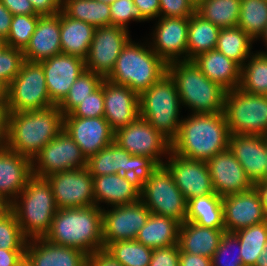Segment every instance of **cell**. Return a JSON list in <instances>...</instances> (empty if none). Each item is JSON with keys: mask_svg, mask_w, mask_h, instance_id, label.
I'll list each match as a JSON object with an SVG mask.
<instances>
[{"mask_svg": "<svg viewBox=\"0 0 267 266\" xmlns=\"http://www.w3.org/2000/svg\"><path fill=\"white\" fill-rule=\"evenodd\" d=\"M4 43L0 40V47L3 45Z\"/></svg>", "mask_w": 267, "mask_h": 266, "instance_id": "89a4df30", "label": "cell"}, {"mask_svg": "<svg viewBox=\"0 0 267 266\" xmlns=\"http://www.w3.org/2000/svg\"><path fill=\"white\" fill-rule=\"evenodd\" d=\"M9 128V111L5 106L0 107V149L7 148Z\"/></svg>", "mask_w": 267, "mask_h": 266, "instance_id": "91938a15", "label": "cell"}, {"mask_svg": "<svg viewBox=\"0 0 267 266\" xmlns=\"http://www.w3.org/2000/svg\"><path fill=\"white\" fill-rule=\"evenodd\" d=\"M103 96L104 118L114 132L139 116V95L129 87L104 79Z\"/></svg>", "mask_w": 267, "mask_h": 266, "instance_id": "603a6c76", "label": "cell"}, {"mask_svg": "<svg viewBox=\"0 0 267 266\" xmlns=\"http://www.w3.org/2000/svg\"><path fill=\"white\" fill-rule=\"evenodd\" d=\"M24 61L23 50L4 44L0 47V82L6 88L20 72Z\"/></svg>", "mask_w": 267, "mask_h": 266, "instance_id": "bcb514c9", "label": "cell"}, {"mask_svg": "<svg viewBox=\"0 0 267 266\" xmlns=\"http://www.w3.org/2000/svg\"><path fill=\"white\" fill-rule=\"evenodd\" d=\"M28 239L23 235L15 214L10 211L0 220V248L25 250Z\"/></svg>", "mask_w": 267, "mask_h": 266, "instance_id": "ee69618b", "label": "cell"}, {"mask_svg": "<svg viewBox=\"0 0 267 266\" xmlns=\"http://www.w3.org/2000/svg\"><path fill=\"white\" fill-rule=\"evenodd\" d=\"M35 12L41 16L55 15L61 12L62 0H29Z\"/></svg>", "mask_w": 267, "mask_h": 266, "instance_id": "816d5d0a", "label": "cell"}, {"mask_svg": "<svg viewBox=\"0 0 267 266\" xmlns=\"http://www.w3.org/2000/svg\"><path fill=\"white\" fill-rule=\"evenodd\" d=\"M13 14L2 4L0 0V40L4 42L10 32V24Z\"/></svg>", "mask_w": 267, "mask_h": 266, "instance_id": "680465c9", "label": "cell"}, {"mask_svg": "<svg viewBox=\"0 0 267 266\" xmlns=\"http://www.w3.org/2000/svg\"><path fill=\"white\" fill-rule=\"evenodd\" d=\"M86 165L87 159L81 148L63 129L32 159V174L46 178L54 173L86 168Z\"/></svg>", "mask_w": 267, "mask_h": 266, "instance_id": "7c38bea8", "label": "cell"}, {"mask_svg": "<svg viewBox=\"0 0 267 266\" xmlns=\"http://www.w3.org/2000/svg\"><path fill=\"white\" fill-rule=\"evenodd\" d=\"M95 27L66 16L60 12V41L62 54L86 59L93 39Z\"/></svg>", "mask_w": 267, "mask_h": 266, "instance_id": "4dcf8cb0", "label": "cell"}, {"mask_svg": "<svg viewBox=\"0 0 267 266\" xmlns=\"http://www.w3.org/2000/svg\"><path fill=\"white\" fill-rule=\"evenodd\" d=\"M45 179L52 188L58 209L95 205L93 176L87 168L54 173Z\"/></svg>", "mask_w": 267, "mask_h": 266, "instance_id": "9a60e30c", "label": "cell"}, {"mask_svg": "<svg viewBox=\"0 0 267 266\" xmlns=\"http://www.w3.org/2000/svg\"><path fill=\"white\" fill-rule=\"evenodd\" d=\"M230 135L223 112L193 113L181 120L171 151L187 159L207 162L228 148Z\"/></svg>", "mask_w": 267, "mask_h": 266, "instance_id": "6da1fadb", "label": "cell"}, {"mask_svg": "<svg viewBox=\"0 0 267 266\" xmlns=\"http://www.w3.org/2000/svg\"><path fill=\"white\" fill-rule=\"evenodd\" d=\"M252 42L254 40L238 26L221 28L215 49L242 67L251 55Z\"/></svg>", "mask_w": 267, "mask_h": 266, "instance_id": "8d00e7d4", "label": "cell"}, {"mask_svg": "<svg viewBox=\"0 0 267 266\" xmlns=\"http://www.w3.org/2000/svg\"><path fill=\"white\" fill-rule=\"evenodd\" d=\"M222 198L213 193L188 200L185 221L202 227L225 229Z\"/></svg>", "mask_w": 267, "mask_h": 266, "instance_id": "d6a6232c", "label": "cell"}, {"mask_svg": "<svg viewBox=\"0 0 267 266\" xmlns=\"http://www.w3.org/2000/svg\"><path fill=\"white\" fill-rule=\"evenodd\" d=\"M87 266H123L105 249L98 250L88 255Z\"/></svg>", "mask_w": 267, "mask_h": 266, "instance_id": "db71d44e", "label": "cell"}, {"mask_svg": "<svg viewBox=\"0 0 267 266\" xmlns=\"http://www.w3.org/2000/svg\"><path fill=\"white\" fill-rule=\"evenodd\" d=\"M54 105L48 95L42 64L25 60L20 72L7 88L5 107L9 112H22L45 109Z\"/></svg>", "mask_w": 267, "mask_h": 266, "instance_id": "9c48e42d", "label": "cell"}, {"mask_svg": "<svg viewBox=\"0 0 267 266\" xmlns=\"http://www.w3.org/2000/svg\"><path fill=\"white\" fill-rule=\"evenodd\" d=\"M11 211V204L0 198V220Z\"/></svg>", "mask_w": 267, "mask_h": 266, "instance_id": "6125c7cd", "label": "cell"}, {"mask_svg": "<svg viewBox=\"0 0 267 266\" xmlns=\"http://www.w3.org/2000/svg\"><path fill=\"white\" fill-rule=\"evenodd\" d=\"M114 142L131 155L151 157L159 165L164 163L161 156L171 152V142L141 116L118 129Z\"/></svg>", "mask_w": 267, "mask_h": 266, "instance_id": "4fadbf2b", "label": "cell"}, {"mask_svg": "<svg viewBox=\"0 0 267 266\" xmlns=\"http://www.w3.org/2000/svg\"><path fill=\"white\" fill-rule=\"evenodd\" d=\"M224 116L230 134L267 135V96L235 88L226 91Z\"/></svg>", "mask_w": 267, "mask_h": 266, "instance_id": "ba28073f", "label": "cell"}, {"mask_svg": "<svg viewBox=\"0 0 267 266\" xmlns=\"http://www.w3.org/2000/svg\"><path fill=\"white\" fill-rule=\"evenodd\" d=\"M207 165L214 191L221 197L246 192L254 187L229 148L213 156Z\"/></svg>", "mask_w": 267, "mask_h": 266, "instance_id": "d6986e66", "label": "cell"}, {"mask_svg": "<svg viewBox=\"0 0 267 266\" xmlns=\"http://www.w3.org/2000/svg\"><path fill=\"white\" fill-rule=\"evenodd\" d=\"M0 266H25V250L0 248Z\"/></svg>", "mask_w": 267, "mask_h": 266, "instance_id": "f5cc1de1", "label": "cell"}, {"mask_svg": "<svg viewBox=\"0 0 267 266\" xmlns=\"http://www.w3.org/2000/svg\"><path fill=\"white\" fill-rule=\"evenodd\" d=\"M225 232L236 231L266 221L258 192L251 190L222 198Z\"/></svg>", "mask_w": 267, "mask_h": 266, "instance_id": "7402d4cb", "label": "cell"}, {"mask_svg": "<svg viewBox=\"0 0 267 266\" xmlns=\"http://www.w3.org/2000/svg\"><path fill=\"white\" fill-rule=\"evenodd\" d=\"M41 15H14L10 24V32L4 45L24 50L33 35L38 18Z\"/></svg>", "mask_w": 267, "mask_h": 266, "instance_id": "7bdbcfd3", "label": "cell"}, {"mask_svg": "<svg viewBox=\"0 0 267 266\" xmlns=\"http://www.w3.org/2000/svg\"><path fill=\"white\" fill-rule=\"evenodd\" d=\"M241 0H199L196 13L220 28L235 27L239 23Z\"/></svg>", "mask_w": 267, "mask_h": 266, "instance_id": "d590c367", "label": "cell"}, {"mask_svg": "<svg viewBox=\"0 0 267 266\" xmlns=\"http://www.w3.org/2000/svg\"><path fill=\"white\" fill-rule=\"evenodd\" d=\"M157 23L151 49L166 64L187 60L189 17H159ZM181 55H183V59H180Z\"/></svg>", "mask_w": 267, "mask_h": 266, "instance_id": "ffe728a7", "label": "cell"}, {"mask_svg": "<svg viewBox=\"0 0 267 266\" xmlns=\"http://www.w3.org/2000/svg\"><path fill=\"white\" fill-rule=\"evenodd\" d=\"M95 205H125L140 200V186L130 177L122 174L93 176Z\"/></svg>", "mask_w": 267, "mask_h": 266, "instance_id": "83f0119b", "label": "cell"}, {"mask_svg": "<svg viewBox=\"0 0 267 266\" xmlns=\"http://www.w3.org/2000/svg\"><path fill=\"white\" fill-rule=\"evenodd\" d=\"M261 38H263V41L265 40V42H266L265 45H267V26H266L265 31H264V33L262 34ZM266 53H267V52H266Z\"/></svg>", "mask_w": 267, "mask_h": 266, "instance_id": "003e7915", "label": "cell"}, {"mask_svg": "<svg viewBox=\"0 0 267 266\" xmlns=\"http://www.w3.org/2000/svg\"><path fill=\"white\" fill-rule=\"evenodd\" d=\"M140 200L152 214L185 221L187 201L164 165H159L140 187Z\"/></svg>", "mask_w": 267, "mask_h": 266, "instance_id": "8fae6325", "label": "cell"}, {"mask_svg": "<svg viewBox=\"0 0 267 266\" xmlns=\"http://www.w3.org/2000/svg\"><path fill=\"white\" fill-rule=\"evenodd\" d=\"M228 148L253 184L264 181L267 167L264 136L231 134Z\"/></svg>", "mask_w": 267, "mask_h": 266, "instance_id": "d4e9b609", "label": "cell"}, {"mask_svg": "<svg viewBox=\"0 0 267 266\" xmlns=\"http://www.w3.org/2000/svg\"><path fill=\"white\" fill-rule=\"evenodd\" d=\"M105 250L123 266H149L153 252L152 248L136 240L110 243Z\"/></svg>", "mask_w": 267, "mask_h": 266, "instance_id": "b9f144b4", "label": "cell"}, {"mask_svg": "<svg viewBox=\"0 0 267 266\" xmlns=\"http://www.w3.org/2000/svg\"><path fill=\"white\" fill-rule=\"evenodd\" d=\"M102 226V208L96 205L58 209L44 238L54 244L80 249L89 255L104 249Z\"/></svg>", "mask_w": 267, "mask_h": 266, "instance_id": "3957f363", "label": "cell"}, {"mask_svg": "<svg viewBox=\"0 0 267 266\" xmlns=\"http://www.w3.org/2000/svg\"><path fill=\"white\" fill-rule=\"evenodd\" d=\"M179 266H212V260L202 255L180 252Z\"/></svg>", "mask_w": 267, "mask_h": 266, "instance_id": "6f0895ef", "label": "cell"}, {"mask_svg": "<svg viewBox=\"0 0 267 266\" xmlns=\"http://www.w3.org/2000/svg\"><path fill=\"white\" fill-rule=\"evenodd\" d=\"M247 63L241 67L240 89L247 93L267 94V53L257 52L250 55Z\"/></svg>", "mask_w": 267, "mask_h": 266, "instance_id": "74e56055", "label": "cell"}, {"mask_svg": "<svg viewBox=\"0 0 267 266\" xmlns=\"http://www.w3.org/2000/svg\"><path fill=\"white\" fill-rule=\"evenodd\" d=\"M241 245V257L244 266H255L260 252L267 243V220L259 224L240 229L234 233Z\"/></svg>", "mask_w": 267, "mask_h": 266, "instance_id": "ab89813d", "label": "cell"}, {"mask_svg": "<svg viewBox=\"0 0 267 266\" xmlns=\"http://www.w3.org/2000/svg\"><path fill=\"white\" fill-rule=\"evenodd\" d=\"M111 25L127 29L128 22L146 21L133 0H115L110 4Z\"/></svg>", "mask_w": 267, "mask_h": 266, "instance_id": "c3c4849f", "label": "cell"}, {"mask_svg": "<svg viewBox=\"0 0 267 266\" xmlns=\"http://www.w3.org/2000/svg\"><path fill=\"white\" fill-rule=\"evenodd\" d=\"M128 32V29L114 25L95 28L85 59V70L106 79L113 71L119 54L131 40Z\"/></svg>", "mask_w": 267, "mask_h": 266, "instance_id": "5bb4252c", "label": "cell"}, {"mask_svg": "<svg viewBox=\"0 0 267 266\" xmlns=\"http://www.w3.org/2000/svg\"><path fill=\"white\" fill-rule=\"evenodd\" d=\"M64 130L88 159L114 142L115 132L104 117H64Z\"/></svg>", "mask_w": 267, "mask_h": 266, "instance_id": "ac0fdd59", "label": "cell"}, {"mask_svg": "<svg viewBox=\"0 0 267 266\" xmlns=\"http://www.w3.org/2000/svg\"><path fill=\"white\" fill-rule=\"evenodd\" d=\"M61 53L60 12L40 16L30 42L23 50L24 59L40 62Z\"/></svg>", "mask_w": 267, "mask_h": 266, "instance_id": "4316f807", "label": "cell"}, {"mask_svg": "<svg viewBox=\"0 0 267 266\" xmlns=\"http://www.w3.org/2000/svg\"><path fill=\"white\" fill-rule=\"evenodd\" d=\"M138 7L141 16L147 21L159 17V0H133Z\"/></svg>", "mask_w": 267, "mask_h": 266, "instance_id": "9f6ffc18", "label": "cell"}, {"mask_svg": "<svg viewBox=\"0 0 267 266\" xmlns=\"http://www.w3.org/2000/svg\"><path fill=\"white\" fill-rule=\"evenodd\" d=\"M255 266H267V243L264 249L260 252V256L257 258Z\"/></svg>", "mask_w": 267, "mask_h": 266, "instance_id": "be15d7a7", "label": "cell"}, {"mask_svg": "<svg viewBox=\"0 0 267 266\" xmlns=\"http://www.w3.org/2000/svg\"><path fill=\"white\" fill-rule=\"evenodd\" d=\"M202 73L226 91L240 87L241 67L220 51L213 49L193 59Z\"/></svg>", "mask_w": 267, "mask_h": 266, "instance_id": "f1b7e54d", "label": "cell"}, {"mask_svg": "<svg viewBox=\"0 0 267 266\" xmlns=\"http://www.w3.org/2000/svg\"><path fill=\"white\" fill-rule=\"evenodd\" d=\"M235 247L237 253L234 255L232 249H235ZM240 252H241V245L237 236L234 233L224 232V234L221 237L219 247L217 248V250L215 251V253L211 258L212 266H244ZM227 254L228 255L232 254V255L230 257L227 256Z\"/></svg>", "mask_w": 267, "mask_h": 266, "instance_id": "f6af8a7d", "label": "cell"}, {"mask_svg": "<svg viewBox=\"0 0 267 266\" xmlns=\"http://www.w3.org/2000/svg\"><path fill=\"white\" fill-rule=\"evenodd\" d=\"M159 17H190L196 12V3L193 0H159Z\"/></svg>", "mask_w": 267, "mask_h": 266, "instance_id": "681fc988", "label": "cell"}, {"mask_svg": "<svg viewBox=\"0 0 267 266\" xmlns=\"http://www.w3.org/2000/svg\"><path fill=\"white\" fill-rule=\"evenodd\" d=\"M238 27L253 40L259 39L267 26L266 0H241Z\"/></svg>", "mask_w": 267, "mask_h": 266, "instance_id": "f35d334b", "label": "cell"}, {"mask_svg": "<svg viewBox=\"0 0 267 266\" xmlns=\"http://www.w3.org/2000/svg\"><path fill=\"white\" fill-rule=\"evenodd\" d=\"M30 240L25 247V266H87L88 254L80 249L54 244L44 237Z\"/></svg>", "mask_w": 267, "mask_h": 266, "instance_id": "cb8c5ba5", "label": "cell"}, {"mask_svg": "<svg viewBox=\"0 0 267 266\" xmlns=\"http://www.w3.org/2000/svg\"><path fill=\"white\" fill-rule=\"evenodd\" d=\"M104 78L92 71L84 70L70 87L66 97L57 105L65 116L97 90Z\"/></svg>", "mask_w": 267, "mask_h": 266, "instance_id": "60d3db41", "label": "cell"}, {"mask_svg": "<svg viewBox=\"0 0 267 266\" xmlns=\"http://www.w3.org/2000/svg\"><path fill=\"white\" fill-rule=\"evenodd\" d=\"M2 4L14 15H39L29 0H1Z\"/></svg>", "mask_w": 267, "mask_h": 266, "instance_id": "11a10c76", "label": "cell"}, {"mask_svg": "<svg viewBox=\"0 0 267 266\" xmlns=\"http://www.w3.org/2000/svg\"><path fill=\"white\" fill-rule=\"evenodd\" d=\"M225 229H213L184 221L179 227L178 246L187 252L212 258L219 247Z\"/></svg>", "mask_w": 267, "mask_h": 266, "instance_id": "f546056e", "label": "cell"}, {"mask_svg": "<svg viewBox=\"0 0 267 266\" xmlns=\"http://www.w3.org/2000/svg\"><path fill=\"white\" fill-rule=\"evenodd\" d=\"M265 139V146H266V152H267V135L264 136ZM264 181L267 182V167H266V173L264 176Z\"/></svg>", "mask_w": 267, "mask_h": 266, "instance_id": "03108f58", "label": "cell"}, {"mask_svg": "<svg viewBox=\"0 0 267 266\" xmlns=\"http://www.w3.org/2000/svg\"><path fill=\"white\" fill-rule=\"evenodd\" d=\"M63 129L64 115L57 105L9 112L7 148L32 160Z\"/></svg>", "mask_w": 267, "mask_h": 266, "instance_id": "7a4b0ae2", "label": "cell"}, {"mask_svg": "<svg viewBox=\"0 0 267 266\" xmlns=\"http://www.w3.org/2000/svg\"><path fill=\"white\" fill-rule=\"evenodd\" d=\"M180 96L167 73L139 95V116L172 142L178 135Z\"/></svg>", "mask_w": 267, "mask_h": 266, "instance_id": "52a82bcc", "label": "cell"}, {"mask_svg": "<svg viewBox=\"0 0 267 266\" xmlns=\"http://www.w3.org/2000/svg\"><path fill=\"white\" fill-rule=\"evenodd\" d=\"M61 11L95 28L111 25L110 5L97 0H62Z\"/></svg>", "mask_w": 267, "mask_h": 266, "instance_id": "e575fe53", "label": "cell"}, {"mask_svg": "<svg viewBox=\"0 0 267 266\" xmlns=\"http://www.w3.org/2000/svg\"><path fill=\"white\" fill-rule=\"evenodd\" d=\"M167 73L174 80L180 102L193 113L215 114L224 111L226 90L208 79L193 60L167 64Z\"/></svg>", "mask_w": 267, "mask_h": 266, "instance_id": "277c9868", "label": "cell"}, {"mask_svg": "<svg viewBox=\"0 0 267 266\" xmlns=\"http://www.w3.org/2000/svg\"><path fill=\"white\" fill-rule=\"evenodd\" d=\"M40 63L45 73L50 100L58 105L85 70V60L78 56L61 53L42 60Z\"/></svg>", "mask_w": 267, "mask_h": 266, "instance_id": "44dd1931", "label": "cell"}, {"mask_svg": "<svg viewBox=\"0 0 267 266\" xmlns=\"http://www.w3.org/2000/svg\"><path fill=\"white\" fill-rule=\"evenodd\" d=\"M180 224L172 217L151 213L135 240L152 249L178 244Z\"/></svg>", "mask_w": 267, "mask_h": 266, "instance_id": "1f68e13d", "label": "cell"}, {"mask_svg": "<svg viewBox=\"0 0 267 266\" xmlns=\"http://www.w3.org/2000/svg\"><path fill=\"white\" fill-rule=\"evenodd\" d=\"M64 117L97 118L104 117L103 81L101 86L90 94Z\"/></svg>", "mask_w": 267, "mask_h": 266, "instance_id": "7dc6e473", "label": "cell"}, {"mask_svg": "<svg viewBox=\"0 0 267 266\" xmlns=\"http://www.w3.org/2000/svg\"><path fill=\"white\" fill-rule=\"evenodd\" d=\"M179 255L178 244L153 248L149 266H179Z\"/></svg>", "mask_w": 267, "mask_h": 266, "instance_id": "f907efd6", "label": "cell"}, {"mask_svg": "<svg viewBox=\"0 0 267 266\" xmlns=\"http://www.w3.org/2000/svg\"><path fill=\"white\" fill-rule=\"evenodd\" d=\"M110 207L113 208L107 211L105 208L102 209L104 249L110 243L135 240L151 214L141 200L132 204Z\"/></svg>", "mask_w": 267, "mask_h": 266, "instance_id": "2e32d148", "label": "cell"}, {"mask_svg": "<svg viewBox=\"0 0 267 266\" xmlns=\"http://www.w3.org/2000/svg\"><path fill=\"white\" fill-rule=\"evenodd\" d=\"M220 27L203 19L196 12L189 17L187 60L216 48Z\"/></svg>", "mask_w": 267, "mask_h": 266, "instance_id": "836d02e7", "label": "cell"}, {"mask_svg": "<svg viewBox=\"0 0 267 266\" xmlns=\"http://www.w3.org/2000/svg\"><path fill=\"white\" fill-rule=\"evenodd\" d=\"M7 100V88L0 82V105L5 106Z\"/></svg>", "mask_w": 267, "mask_h": 266, "instance_id": "e7e4bbea", "label": "cell"}, {"mask_svg": "<svg viewBox=\"0 0 267 266\" xmlns=\"http://www.w3.org/2000/svg\"><path fill=\"white\" fill-rule=\"evenodd\" d=\"M97 1H100V2H103V3H105V4H111V3H113L115 0H97Z\"/></svg>", "mask_w": 267, "mask_h": 266, "instance_id": "a7ac6f4b", "label": "cell"}, {"mask_svg": "<svg viewBox=\"0 0 267 266\" xmlns=\"http://www.w3.org/2000/svg\"><path fill=\"white\" fill-rule=\"evenodd\" d=\"M167 162L163 165L171 173L186 201L215 193L207 162L187 159L172 151Z\"/></svg>", "mask_w": 267, "mask_h": 266, "instance_id": "e0dca14e", "label": "cell"}, {"mask_svg": "<svg viewBox=\"0 0 267 266\" xmlns=\"http://www.w3.org/2000/svg\"><path fill=\"white\" fill-rule=\"evenodd\" d=\"M158 166L153 158L131 155L113 142L89 157L86 168L92 176L108 174L130 176L141 187Z\"/></svg>", "mask_w": 267, "mask_h": 266, "instance_id": "30bf717a", "label": "cell"}, {"mask_svg": "<svg viewBox=\"0 0 267 266\" xmlns=\"http://www.w3.org/2000/svg\"><path fill=\"white\" fill-rule=\"evenodd\" d=\"M254 188L259 194L264 214L267 220V182L259 181L254 183Z\"/></svg>", "mask_w": 267, "mask_h": 266, "instance_id": "94428289", "label": "cell"}, {"mask_svg": "<svg viewBox=\"0 0 267 266\" xmlns=\"http://www.w3.org/2000/svg\"><path fill=\"white\" fill-rule=\"evenodd\" d=\"M166 74L167 64L149 44L147 48L130 40L106 79L116 85H125L140 95Z\"/></svg>", "mask_w": 267, "mask_h": 266, "instance_id": "8992f818", "label": "cell"}, {"mask_svg": "<svg viewBox=\"0 0 267 266\" xmlns=\"http://www.w3.org/2000/svg\"><path fill=\"white\" fill-rule=\"evenodd\" d=\"M32 176V160L8 148L0 149L1 199L11 204Z\"/></svg>", "mask_w": 267, "mask_h": 266, "instance_id": "484cf974", "label": "cell"}, {"mask_svg": "<svg viewBox=\"0 0 267 266\" xmlns=\"http://www.w3.org/2000/svg\"><path fill=\"white\" fill-rule=\"evenodd\" d=\"M19 195L11 203V211L23 235L29 240L45 237L58 210L49 182L32 176Z\"/></svg>", "mask_w": 267, "mask_h": 266, "instance_id": "5b68a950", "label": "cell"}]
</instances>
